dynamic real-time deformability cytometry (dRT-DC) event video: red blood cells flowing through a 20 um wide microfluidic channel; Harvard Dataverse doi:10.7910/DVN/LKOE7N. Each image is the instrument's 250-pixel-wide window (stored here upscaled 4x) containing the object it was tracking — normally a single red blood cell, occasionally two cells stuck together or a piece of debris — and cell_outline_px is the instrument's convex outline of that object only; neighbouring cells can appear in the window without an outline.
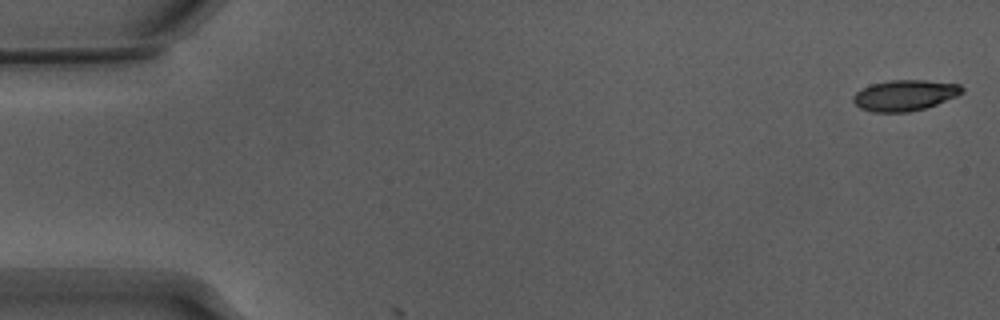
{"species": "Egyptian fruit bat (a non-hibernating species)", "species_latin": "Rousettus aegyptiacus", "temperature_condition": "warm", "stored_images_in_passage": 3, "camera_frame_rate_fps": 3000, "um_per_image_px": 0.085, "animal": {"sex": "male"}, "frame": {"image": 1, "passage_image": 1, "time_ms": 0.0, "image_size_px": [1000, 320], "cell_outline_px": [[964, 92], [956, 96], [936, 104], [924, 108], [908, 112], [872, 112], [860, 108], [852, 100], [852, 96], [856, 92], [872, 84], [892, 80], [924, 80], [960, 84], [964, 88]], "centroid_in_image_um": [76.91, 8.1], "position_along_channel_um": 8.1, "area_um2": 19.42}}